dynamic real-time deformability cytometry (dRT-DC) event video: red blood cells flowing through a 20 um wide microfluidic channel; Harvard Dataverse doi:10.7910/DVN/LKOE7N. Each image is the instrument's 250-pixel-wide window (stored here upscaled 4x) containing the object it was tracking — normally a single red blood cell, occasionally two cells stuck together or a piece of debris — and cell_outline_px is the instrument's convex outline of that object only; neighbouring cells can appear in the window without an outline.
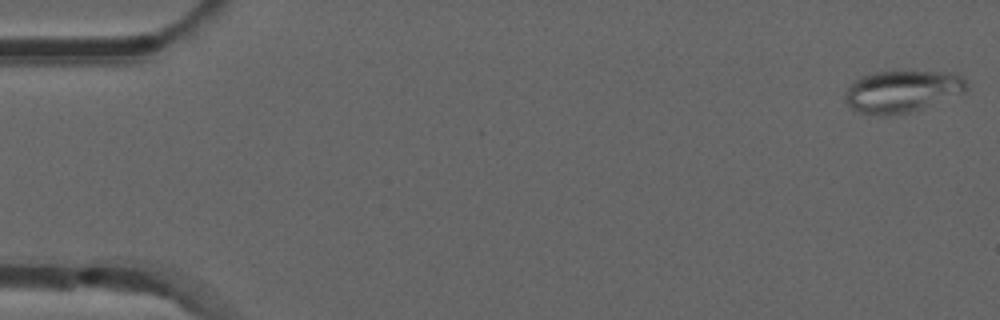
{"species": "common noctule bat (a hibernating species)", "species_latin": "Nyctalus noctula", "temperature_condition": "room temperature", "stored_images_in_passage": 53, "camera_frame_rate_fps": 3000, "um_per_image_px": 0.085, "animal": {"sex": "male", "forearm_length_mm": 52.5}, "frame": {"image": 1, "passage_image": 1, "time_ms": 0.0, "image_size_px": [1000, 320], "cell_outline_px": [[968, 88], [964, 92], [924, 108], [908, 112], [860, 112], [852, 108], [844, 100], [844, 92], [860, 76], [876, 72], [956, 72], [964, 76], [968, 84]], "centroid_in_image_um": [76.75, 7.71], "position_along_channel_um": 8.3, "area_um2": 28.96}}
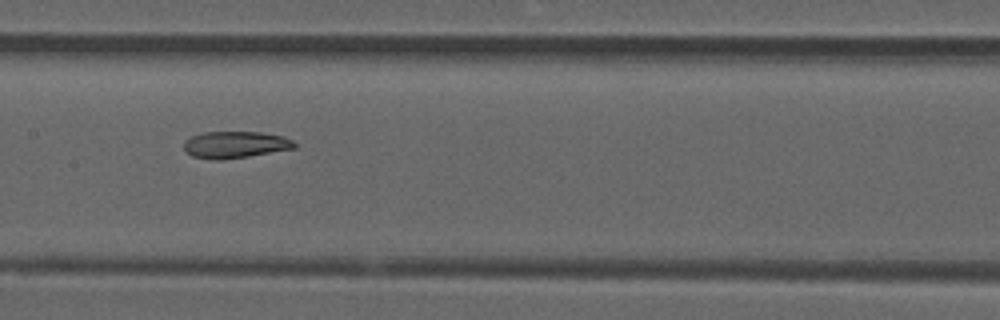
{"frame": {"image": 2, "passage_image": 26, "time_ms": 8.333, "image_size_px": [1000, 320], "cell_outline_px": [[296, 148], [248, 156], [220, 160], [216, 160], [192, 156], [184, 152], [184, 140], [192, 136], [204, 132], [260, 132], [284, 136], [292, 140], [296, 144]], "centroid_in_image_um": [19.98, 12.29], "position_along_channel_um": 187.4, "area_um2": 17.28}}
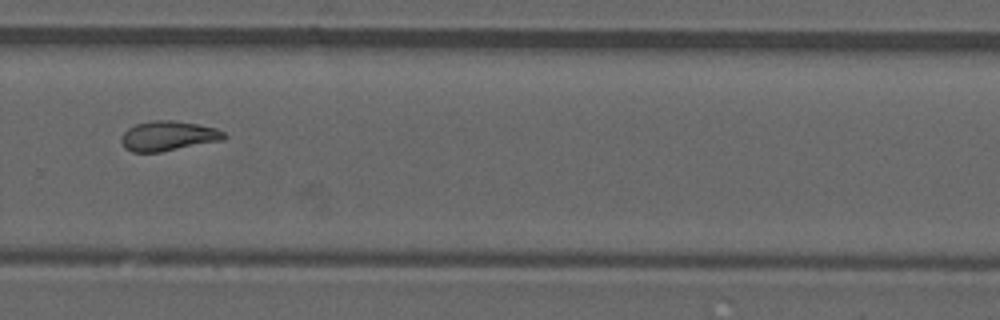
{"frame": {"image": 3, "passage_image": 36, "time_ms": 11.667, "image_size_px": [1000, 320], "cell_outline_px": [[228, 136], [224, 140], [160, 152], [132, 152], [124, 148], [120, 140], [124, 132], [128, 128], [136, 124], [152, 120], [172, 120], [196, 124], [216, 128], [224, 132]], "centroid_in_image_um": [14.3, 11.56], "position_along_channel_um": 315.5, "area_um2": 17.92}, "authors_computed_cell_mechanics": {"area_um2": 18.0336, "velocity_mm_per_s": 3.8553, "shape_relaxation_time_tau1_ms": null, "shape_relaxation_time_tau2_ms": 3.8643, "deformation_change_tau1": null, "deformation_change_tau2": 0.0962}}